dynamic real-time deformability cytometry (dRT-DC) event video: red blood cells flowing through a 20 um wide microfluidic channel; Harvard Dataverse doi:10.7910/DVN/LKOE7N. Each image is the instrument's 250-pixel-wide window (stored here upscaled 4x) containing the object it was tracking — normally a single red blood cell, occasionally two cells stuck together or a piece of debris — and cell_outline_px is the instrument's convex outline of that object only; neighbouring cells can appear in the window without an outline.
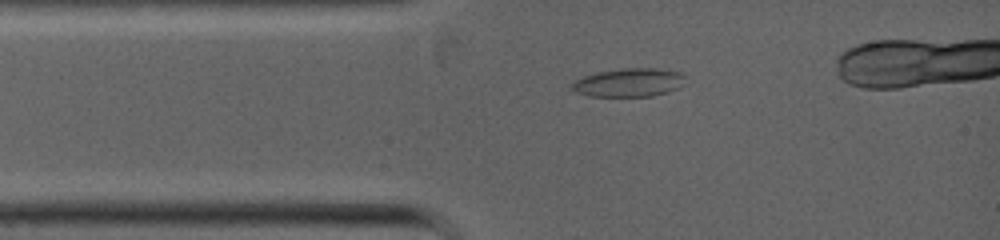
{"species": "common noctule bat (a hibernating species)", "species_latin": "Nyctalus noctula", "temperature_condition": "warm", "stored_images_in_passage": 7, "segment_of_instrument_passage": [1, 2], "camera_frame_rate_fps": 5000, "um_per_image_px": 0.085, "animal": {"sex": "female", "body_mass_g": 19.0, "forearm_length_mm": 53.3}, "frame": {"image": 1, "passage_image": 3, "time_ms": 0.8, "image_size_px": [1000, 240], "cell_outline_px": [[684, 76], [680, 88], [668, 92], [652, 96], [588, 96], [576, 92], [568, 88], [576, 80], [584, 76], [596, 72], [620, 68], [656, 68], [680, 72]], "centroid_in_image_um": [53.43, 7.01], "position_along_channel_um": 31.6, "area_um2": 18.9}}
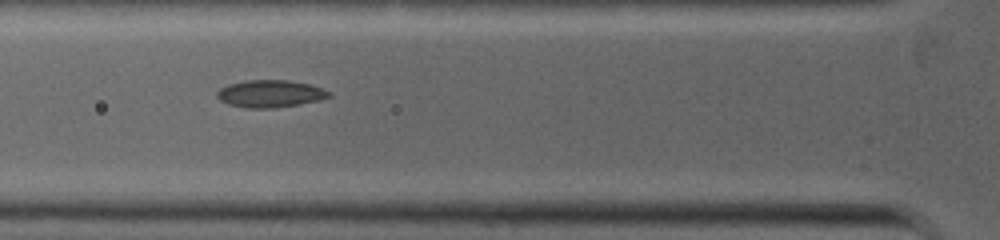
{"frame": {"image": 2, "passage_image": 5, "time_ms": 2.4, "image_size_px": [1000, 240], "cell_outline_px": [[332, 96], [320, 100], [300, 104], [276, 108], [244, 108], [228, 104], [220, 100], [216, 96], [216, 92], [220, 88], [228, 84], [244, 80], [288, 80], [308, 84], [320, 88], [328, 92]], "centroid_in_image_um": [22.92, 7.97], "position_along_channel_um": 102.9, "area_um2": 17.86}}
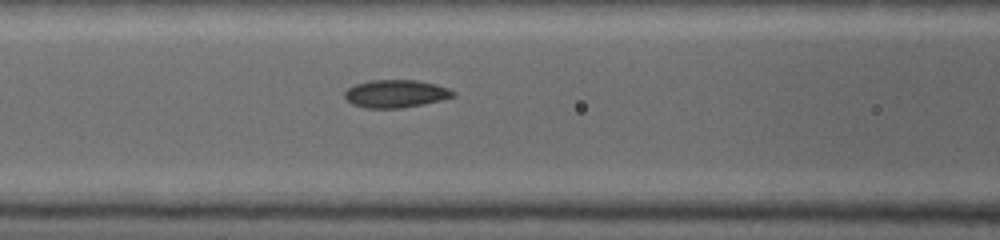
{"frame": {"image": 3, "passage_image": 6, "time_ms": 3.0, "image_size_px": [1000, 240], "cell_outline_px": [[456, 96], [424, 104], [400, 108], [364, 108], [352, 104], [344, 96], [344, 92], [348, 88], [356, 84], [368, 80], [416, 80], [436, 84], [448, 88], [456, 92]], "centroid_in_image_um": [33.64, 7.96], "position_along_channel_um": 133.0, "area_um2": 17.63}}